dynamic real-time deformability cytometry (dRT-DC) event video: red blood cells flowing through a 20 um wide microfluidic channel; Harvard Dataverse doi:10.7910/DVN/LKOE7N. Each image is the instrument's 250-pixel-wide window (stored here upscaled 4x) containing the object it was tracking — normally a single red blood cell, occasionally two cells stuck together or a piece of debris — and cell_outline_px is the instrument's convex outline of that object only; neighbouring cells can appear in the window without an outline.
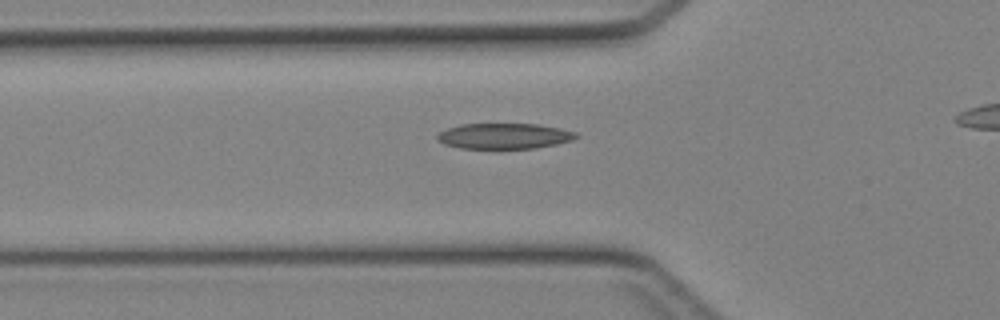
{"species": "Egyptian fruit bat (a non-hibernating species)", "species_latin": "Rousettus aegyptiacus", "temperature_condition": "cold", "stored_images_in_passage": 25, "camera_frame_rate_fps": 3000, "um_per_image_px": 0.085, "animal": {"sex": "female"}, "frame": {"image": 1, "passage_image": 2, "time_ms": 0.333, "image_size_px": [1000, 320], "cell_outline_px": [[580, 136], [572, 140], [556, 144], [536, 148], [460, 148], [444, 144], [436, 140], [436, 136], [440, 132], [448, 128], [460, 124], [536, 124], [560, 128], [576, 132]], "centroid_in_image_um": [42.86, 11.56], "position_along_channel_um": 82.9, "area_um2": 20.69}}
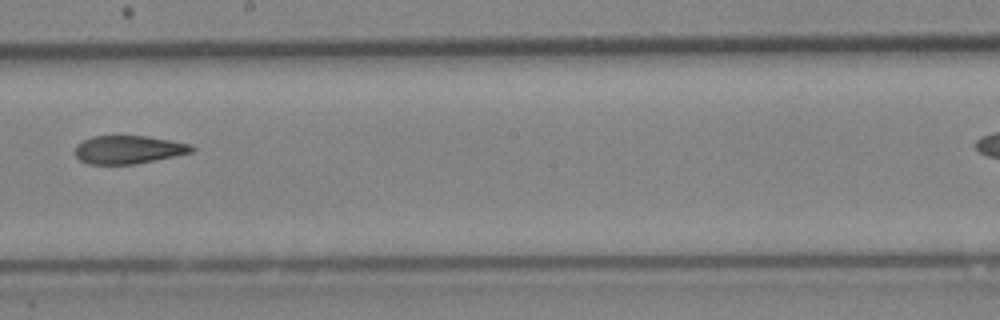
{"frame": {"image": 2, "passage_image": 12, "time_ms": 3.667, "image_size_px": [1000, 320], "cell_outline_px": [[196, 148], [192, 152], [156, 160], [132, 164], [88, 164], [80, 160], [76, 156], [76, 144], [92, 136], [148, 136], [172, 140], [192, 144]], "centroid_in_image_um": [10.95, 12.71], "position_along_channel_um": 237.3, "area_um2": 19.19}}
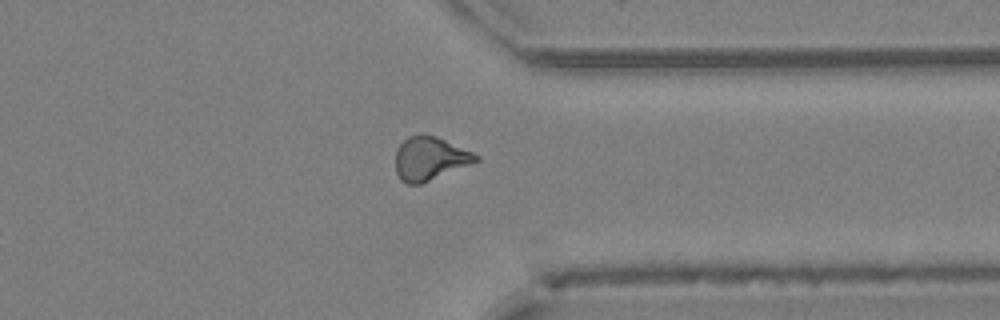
{"frame": {"image": 3, "passage_image": 21, "time_ms": 6.667, "image_size_px": [1000, 320], "cell_outline_px": [[480, 160], [420, 184], [408, 184], [400, 180], [396, 172], [396, 148], [408, 136], [424, 132], [436, 136], [472, 152], [480, 156]], "centroid_in_image_um": [36.51, 13.45], "position_along_channel_um": 374.9, "area_um2": 20.35}}